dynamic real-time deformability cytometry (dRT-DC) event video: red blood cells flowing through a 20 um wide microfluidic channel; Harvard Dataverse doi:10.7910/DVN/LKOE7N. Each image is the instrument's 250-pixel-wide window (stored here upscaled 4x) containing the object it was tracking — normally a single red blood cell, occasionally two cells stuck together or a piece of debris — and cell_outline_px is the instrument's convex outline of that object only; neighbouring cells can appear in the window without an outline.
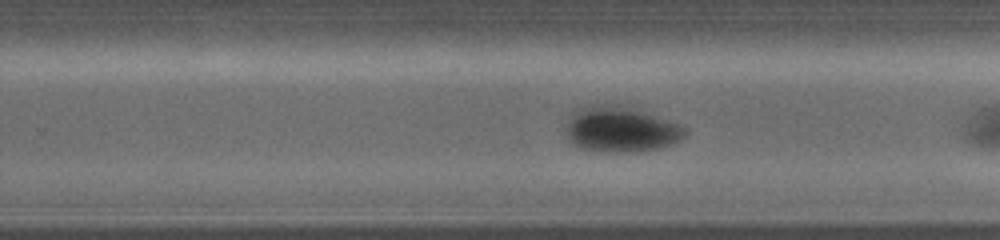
{"species": "common noctule bat (a hibernating species)", "species_latin": "Nyctalus noctula", "temperature_condition": "warm", "stored_images_in_passage": 37, "camera_frame_rate_fps": 5000, "um_per_image_px": 0.085, "animal": {"sex": "female", "body_mass_g": 19.0, "forearm_length_mm": 56.7}, "frame": {"image": 1, "passage_image": 33, "time_ms": 6.2, "image_size_px": [1000, 240], "cell_outline_px": [[684, 136], [680, 140], [664, 148], [644, 152], [596, 152], [580, 148], [572, 144], [568, 140], [568, 128], [572, 120], [588, 112], [628, 112], [644, 116], [672, 124], [680, 128], [684, 132]], "centroid_in_image_um": [52.84, 11.28], "position_along_channel_um": 277.0, "area_um2": 27.05}}